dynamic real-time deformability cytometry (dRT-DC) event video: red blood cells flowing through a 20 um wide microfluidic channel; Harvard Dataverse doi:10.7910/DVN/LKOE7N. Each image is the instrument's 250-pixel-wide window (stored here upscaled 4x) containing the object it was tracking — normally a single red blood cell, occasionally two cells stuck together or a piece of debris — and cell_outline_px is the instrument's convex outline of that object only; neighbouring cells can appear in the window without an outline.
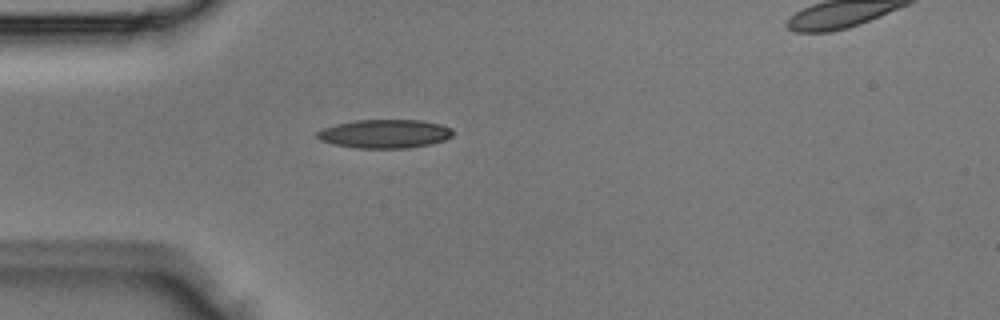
{"species": "Egyptian fruit bat (a non-hibernating species)", "species_latin": "Rousettus aegyptiacus", "temperature_condition": "room temperature", "stored_images_in_passage": 2, "segment_of_instrument_passage": [1, 2], "camera_frame_rate_fps": 3000, "um_per_image_px": 0.085, "animal": {"sex": "male"}, "frame": {"image": 1, "passage_image": 1, "time_ms": 0.0, "image_size_px": [1000, 320], "cell_outline_px": [[452, 136], [444, 140], [428, 144], [408, 148], [356, 148], [336, 144], [320, 140], [316, 136], [316, 132], [320, 128], [336, 124], [356, 120], [420, 120], [440, 124], [452, 128]], "centroid_in_image_um": [32.68, 11.36], "position_along_channel_um": 52.3, "area_um2": 22.6}}